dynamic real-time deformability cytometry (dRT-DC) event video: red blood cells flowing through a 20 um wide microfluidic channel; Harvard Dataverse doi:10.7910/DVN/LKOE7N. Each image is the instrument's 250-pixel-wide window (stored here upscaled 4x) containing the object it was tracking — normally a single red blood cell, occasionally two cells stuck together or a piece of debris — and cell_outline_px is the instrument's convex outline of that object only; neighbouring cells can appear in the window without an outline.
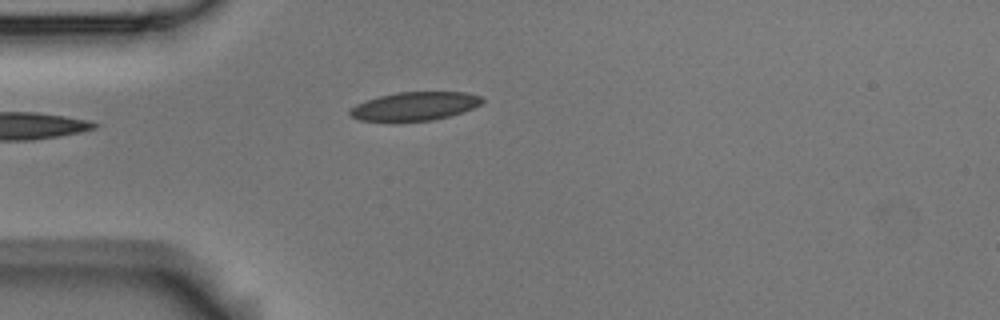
{"species": "Egyptian fruit bat (a non-hibernating species)", "species_latin": "Rousettus aegyptiacus", "temperature_condition": "room temperature", "stored_images_in_passage": 4, "camera_frame_rate_fps": 3000, "um_per_image_px": 0.085, "animal": {"sex": "male"}, "frame": {"image": 1, "passage_image": 4, "time_ms": 1.0, "image_size_px": [1000, 320], "cell_outline_px": [[484, 100], [480, 104], [472, 108], [448, 116], [432, 120], [360, 120], [352, 116], [348, 112], [356, 104], [364, 100], [396, 92], [464, 92], [480, 96]], "centroid_in_image_um": [35.24, 9.0], "position_along_channel_um": 49.8, "area_um2": 21.44}}